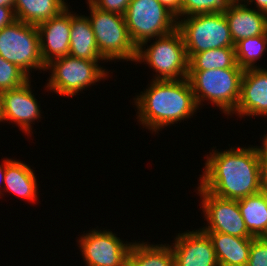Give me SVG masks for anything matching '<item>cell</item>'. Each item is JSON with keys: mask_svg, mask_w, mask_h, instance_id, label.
<instances>
[{"mask_svg": "<svg viewBox=\"0 0 267 266\" xmlns=\"http://www.w3.org/2000/svg\"><path fill=\"white\" fill-rule=\"evenodd\" d=\"M66 0H15L16 20L39 25L57 16L69 6Z\"/></svg>", "mask_w": 267, "mask_h": 266, "instance_id": "obj_20", "label": "cell"}, {"mask_svg": "<svg viewBox=\"0 0 267 266\" xmlns=\"http://www.w3.org/2000/svg\"><path fill=\"white\" fill-rule=\"evenodd\" d=\"M244 71L240 66L189 71L188 80L199 110L205 106L203 102L206 101L208 105L210 103L219 107L225 116L231 115L239 103Z\"/></svg>", "mask_w": 267, "mask_h": 266, "instance_id": "obj_3", "label": "cell"}, {"mask_svg": "<svg viewBox=\"0 0 267 266\" xmlns=\"http://www.w3.org/2000/svg\"><path fill=\"white\" fill-rule=\"evenodd\" d=\"M234 42L267 34V14L248 7L241 0L231 1L224 11Z\"/></svg>", "mask_w": 267, "mask_h": 266, "instance_id": "obj_16", "label": "cell"}, {"mask_svg": "<svg viewBox=\"0 0 267 266\" xmlns=\"http://www.w3.org/2000/svg\"><path fill=\"white\" fill-rule=\"evenodd\" d=\"M212 152L206 158L199 185L215 196L240 200L267 187L257 146L229 147Z\"/></svg>", "mask_w": 267, "mask_h": 266, "instance_id": "obj_1", "label": "cell"}, {"mask_svg": "<svg viewBox=\"0 0 267 266\" xmlns=\"http://www.w3.org/2000/svg\"><path fill=\"white\" fill-rule=\"evenodd\" d=\"M215 250L219 266H234L248 263L253 238H242L218 232H205Z\"/></svg>", "mask_w": 267, "mask_h": 266, "instance_id": "obj_19", "label": "cell"}, {"mask_svg": "<svg viewBox=\"0 0 267 266\" xmlns=\"http://www.w3.org/2000/svg\"><path fill=\"white\" fill-rule=\"evenodd\" d=\"M133 100L137 122L156 135L167 126L193 118L199 111L188 78L151 80Z\"/></svg>", "mask_w": 267, "mask_h": 266, "instance_id": "obj_2", "label": "cell"}, {"mask_svg": "<svg viewBox=\"0 0 267 266\" xmlns=\"http://www.w3.org/2000/svg\"><path fill=\"white\" fill-rule=\"evenodd\" d=\"M88 16L100 55L108 62L132 61L135 63L137 48L128 34L123 15L106 12L86 1ZM89 6V7H88ZM119 60V61H118Z\"/></svg>", "mask_w": 267, "mask_h": 266, "instance_id": "obj_6", "label": "cell"}, {"mask_svg": "<svg viewBox=\"0 0 267 266\" xmlns=\"http://www.w3.org/2000/svg\"><path fill=\"white\" fill-rule=\"evenodd\" d=\"M87 231L76 241L85 266H127L133 242L124 241L110 229L100 230L98 226Z\"/></svg>", "mask_w": 267, "mask_h": 266, "instance_id": "obj_10", "label": "cell"}, {"mask_svg": "<svg viewBox=\"0 0 267 266\" xmlns=\"http://www.w3.org/2000/svg\"><path fill=\"white\" fill-rule=\"evenodd\" d=\"M3 123L4 120H3V114H2V101H1V97H0V123Z\"/></svg>", "mask_w": 267, "mask_h": 266, "instance_id": "obj_36", "label": "cell"}, {"mask_svg": "<svg viewBox=\"0 0 267 266\" xmlns=\"http://www.w3.org/2000/svg\"><path fill=\"white\" fill-rule=\"evenodd\" d=\"M230 2L231 0H183L181 17L224 12Z\"/></svg>", "mask_w": 267, "mask_h": 266, "instance_id": "obj_25", "label": "cell"}, {"mask_svg": "<svg viewBox=\"0 0 267 266\" xmlns=\"http://www.w3.org/2000/svg\"><path fill=\"white\" fill-rule=\"evenodd\" d=\"M30 78L15 64L0 56V93L20 87Z\"/></svg>", "mask_w": 267, "mask_h": 266, "instance_id": "obj_26", "label": "cell"}, {"mask_svg": "<svg viewBox=\"0 0 267 266\" xmlns=\"http://www.w3.org/2000/svg\"><path fill=\"white\" fill-rule=\"evenodd\" d=\"M199 194L204 220L207 225L200 227L203 232H218L242 238H254L247 230L238 206V200L225 199L196 187Z\"/></svg>", "mask_w": 267, "mask_h": 266, "instance_id": "obj_11", "label": "cell"}, {"mask_svg": "<svg viewBox=\"0 0 267 266\" xmlns=\"http://www.w3.org/2000/svg\"><path fill=\"white\" fill-rule=\"evenodd\" d=\"M163 6H165L170 12H172L176 18H181L182 1L183 0H158Z\"/></svg>", "mask_w": 267, "mask_h": 266, "instance_id": "obj_31", "label": "cell"}, {"mask_svg": "<svg viewBox=\"0 0 267 266\" xmlns=\"http://www.w3.org/2000/svg\"><path fill=\"white\" fill-rule=\"evenodd\" d=\"M234 266H249L248 263L246 264H240V265H234Z\"/></svg>", "mask_w": 267, "mask_h": 266, "instance_id": "obj_37", "label": "cell"}, {"mask_svg": "<svg viewBox=\"0 0 267 266\" xmlns=\"http://www.w3.org/2000/svg\"><path fill=\"white\" fill-rule=\"evenodd\" d=\"M258 238L261 239L262 241L267 242V226H266L264 232Z\"/></svg>", "mask_w": 267, "mask_h": 266, "instance_id": "obj_35", "label": "cell"}, {"mask_svg": "<svg viewBox=\"0 0 267 266\" xmlns=\"http://www.w3.org/2000/svg\"><path fill=\"white\" fill-rule=\"evenodd\" d=\"M101 61H91L67 55L52 60L46 65L51 74L47 79V91L54 92L63 97L78 96L79 92L90 88L91 85H98L102 80H107L111 74L110 70L102 66Z\"/></svg>", "mask_w": 267, "mask_h": 266, "instance_id": "obj_5", "label": "cell"}, {"mask_svg": "<svg viewBox=\"0 0 267 266\" xmlns=\"http://www.w3.org/2000/svg\"><path fill=\"white\" fill-rule=\"evenodd\" d=\"M124 17L136 48L177 29L176 16L158 0H131Z\"/></svg>", "mask_w": 267, "mask_h": 266, "instance_id": "obj_9", "label": "cell"}, {"mask_svg": "<svg viewBox=\"0 0 267 266\" xmlns=\"http://www.w3.org/2000/svg\"><path fill=\"white\" fill-rule=\"evenodd\" d=\"M35 173L29 164L14 158L6 167L3 192L13 193L30 204L37 202L40 187Z\"/></svg>", "mask_w": 267, "mask_h": 266, "instance_id": "obj_17", "label": "cell"}, {"mask_svg": "<svg viewBox=\"0 0 267 266\" xmlns=\"http://www.w3.org/2000/svg\"><path fill=\"white\" fill-rule=\"evenodd\" d=\"M2 160H3L2 163H0V198H1V196L3 197V195L6 196V194L3 193L6 167L13 160V158L6 157L5 159L2 158Z\"/></svg>", "mask_w": 267, "mask_h": 266, "instance_id": "obj_32", "label": "cell"}, {"mask_svg": "<svg viewBox=\"0 0 267 266\" xmlns=\"http://www.w3.org/2000/svg\"><path fill=\"white\" fill-rule=\"evenodd\" d=\"M266 51L267 34L248 37L235 43L237 64L244 70L260 68L261 65L257 61L262 58Z\"/></svg>", "mask_w": 267, "mask_h": 266, "instance_id": "obj_24", "label": "cell"}, {"mask_svg": "<svg viewBox=\"0 0 267 266\" xmlns=\"http://www.w3.org/2000/svg\"><path fill=\"white\" fill-rule=\"evenodd\" d=\"M188 59L202 51L235 48L224 12L198 14L177 19Z\"/></svg>", "mask_w": 267, "mask_h": 266, "instance_id": "obj_7", "label": "cell"}, {"mask_svg": "<svg viewBox=\"0 0 267 266\" xmlns=\"http://www.w3.org/2000/svg\"><path fill=\"white\" fill-rule=\"evenodd\" d=\"M239 118L267 117V69H247L241 81V94L235 111ZM246 116V117H244Z\"/></svg>", "mask_w": 267, "mask_h": 266, "instance_id": "obj_15", "label": "cell"}, {"mask_svg": "<svg viewBox=\"0 0 267 266\" xmlns=\"http://www.w3.org/2000/svg\"><path fill=\"white\" fill-rule=\"evenodd\" d=\"M71 6L57 16L37 25L40 53L45 65L69 55L71 32Z\"/></svg>", "mask_w": 267, "mask_h": 266, "instance_id": "obj_14", "label": "cell"}, {"mask_svg": "<svg viewBox=\"0 0 267 266\" xmlns=\"http://www.w3.org/2000/svg\"><path fill=\"white\" fill-rule=\"evenodd\" d=\"M131 0H92L91 3L100 10L125 15Z\"/></svg>", "mask_w": 267, "mask_h": 266, "instance_id": "obj_28", "label": "cell"}, {"mask_svg": "<svg viewBox=\"0 0 267 266\" xmlns=\"http://www.w3.org/2000/svg\"><path fill=\"white\" fill-rule=\"evenodd\" d=\"M0 56L15 64L29 78L33 71H46L40 53L37 26L15 20L0 29Z\"/></svg>", "mask_w": 267, "mask_h": 266, "instance_id": "obj_8", "label": "cell"}, {"mask_svg": "<svg viewBox=\"0 0 267 266\" xmlns=\"http://www.w3.org/2000/svg\"><path fill=\"white\" fill-rule=\"evenodd\" d=\"M239 66L235 48L221 47L194 54L189 59V71L224 69Z\"/></svg>", "mask_w": 267, "mask_h": 266, "instance_id": "obj_23", "label": "cell"}, {"mask_svg": "<svg viewBox=\"0 0 267 266\" xmlns=\"http://www.w3.org/2000/svg\"><path fill=\"white\" fill-rule=\"evenodd\" d=\"M249 266H267V242L253 238L249 251Z\"/></svg>", "mask_w": 267, "mask_h": 266, "instance_id": "obj_27", "label": "cell"}, {"mask_svg": "<svg viewBox=\"0 0 267 266\" xmlns=\"http://www.w3.org/2000/svg\"><path fill=\"white\" fill-rule=\"evenodd\" d=\"M245 5H251L252 8L256 9L257 11L264 12L267 14V0H241ZM254 3V6L252 4Z\"/></svg>", "mask_w": 267, "mask_h": 266, "instance_id": "obj_33", "label": "cell"}, {"mask_svg": "<svg viewBox=\"0 0 267 266\" xmlns=\"http://www.w3.org/2000/svg\"><path fill=\"white\" fill-rule=\"evenodd\" d=\"M15 20L14 9L10 7H0V29L12 24Z\"/></svg>", "mask_w": 267, "mask_h": 266, "instance_id": "obj_30", "label": "cell"}, {"mask_svg": "<svg viewBox=\"0 0 267 266\" xmlns=\"http://www.w3.org/2000/svg\"><path fill=\"white\" fill-rule=\"evenodd\" d=\"M261 138V145L257 146V148L261 158L263 177L267 183V134H264Z\"/></svg>", "mask_w": 267, "mask_h": 266, "instance_id": "obj_29", "label": "cell"}, {"mask_svg": "<svg viewBox=\"0 0 267 266\" xmlns=\"http://www.w3.org/2000/svg\"><path fill=\"white\" fill-rule=\"evenodd\" d=\"M238 206L248 232L258 238L267 226V187L238 200Z\"/></svg>", "mask_w": 267, "mask_h": 266, "instance_id": "obj_22", "label": "cell"}, {"mask_svg": "<svg viewBox=\"0 0 267 266\" xmlns=\"http://www.w3.org/2000/svg\"><path fill=\"white\" fill-rule=\"evenodd\" d=\"M138 64H148L156 72L151 80H183L188 78L189 59L183 37L178 29L155 38L150 45L142 43L137 48Z\"/></svg>", "mask_w": 267, "mask_h": 266, "instance_id": "obj_4", "label": "cell"}, {"mask_svg": "<svg viewBox=\"0 0 267 266\" xmlns=\"http://www.w3.org/2000/svg\"><path fill=\"white\" fill-rule=\"evenodd\" d=\"M71 11V32L69 55L91 61L107 62L99 53L88 15Z\"/></svg>", "mask_w": 267, "mask_h": 266, "instance_id": "obj_18", "label": "cell"}, {"mask_svg": "<svg viewBox=\"0 0 267 266\" xmlns=\"http://www.w3.org/2000/svg\"><path fill=\"white\" fill-rule=\"evenodd\" d=\"M31 78L18 88L0 93L4 122L16 124L27 136H33L32 124L40 119L42 110L32 91ZM30 133V134H29Z\"/></svg>", "mask_w": 267, "mask_h": 266, "instance_id": "obj_12", "label": "cell"}, {"mask_svg": "<svg viewBox=\"0 0 267 266\" xmlns=\"http://www.w3.org/2000/svg\"><path fill=\"white\" fill-rule=\"evenodd\" d=\"M170 246L174 266H219L212 242L200 228L179 232Z\"/></svg>", "mask_w": 267, "mask_h": 266, "instance_id": "obj_13", "label": "cell"}, {"mask_svg": "<svg viewBox=\"0 0 267 266\" xmlns=\"http://www.w3.org/2000/svg\"><path fill=\"white\" fill-rule=\"evenodd\" d=\"M149 243L133 241L127 266H174V255L169 243Z\"/></svg>", "mask_w": 267, "mask_h": 266, "instance_id": "obj_21", "label": "cell"}, {"mask_svg": "<svg viewBox=\"0 0 267 266\" xmlns=\"http://www.w3.org/2000/svg\"><path fill=\"white\" fill-rule=\"evenodd\" d=\"M15 0H0V7H10L14 9Z\"/></svg>", "mask_w": 267, "mask_h": 266, "instance_id": "obj_34", "label": "cell"}]
</instances>
